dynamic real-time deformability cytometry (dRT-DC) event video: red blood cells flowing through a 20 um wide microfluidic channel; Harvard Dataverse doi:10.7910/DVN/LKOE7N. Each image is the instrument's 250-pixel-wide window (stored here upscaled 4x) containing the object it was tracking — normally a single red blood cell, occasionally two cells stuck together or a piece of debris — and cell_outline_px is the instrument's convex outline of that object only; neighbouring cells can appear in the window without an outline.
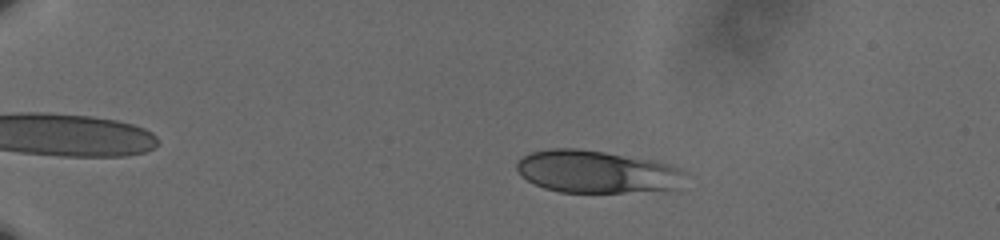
{"species": "human", "species_latin": "Homo sapiens", "temperature_condition": "cold", "stored_images_in_passage": 59, "camera_frame_rate_fps": 3000, "um_per_image_px": 0.085, "donor": {"sex": "male"}, "frame": {"image": 1, "passage_image": 13, "time_ms": 4.0, "image_size_px": [1000, 240], "cell_outline_px": [[684, 172], [672, 188], [624, 192], [560, 192], [544, 188], [528, 180], [516, 168], [516, 164], [528, 152], [552, 148], [576, 148], [604, 152], [652, 160], [668, 164], [680, 168]], "centroid_in_image_um": [50.61, 14.57], "position_along_channel_um": 34.4, "area_um2": 40.75}}
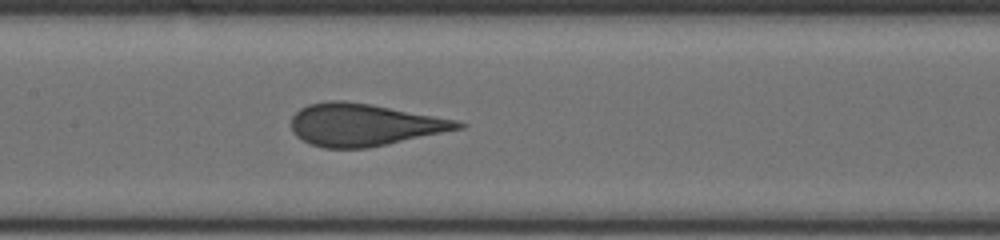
{"frame": {"image": 2, "passage_image": 32, "time_ms": 10.333, "image_size_px": [1000, 240], "cell_outline_px": [[468, 124], [464, 128], [368, 148], [324, 148], [312, 144], [296, 136], [292, 132], [292, 116], [300, 108], [308, 104], [332, 100], [344, 100], [372, 104], [456, 120]], "centroid_in_image_um": [30.94, 10.6], "position_along_channel_um": 176.5, "area_um2": 40.98}}
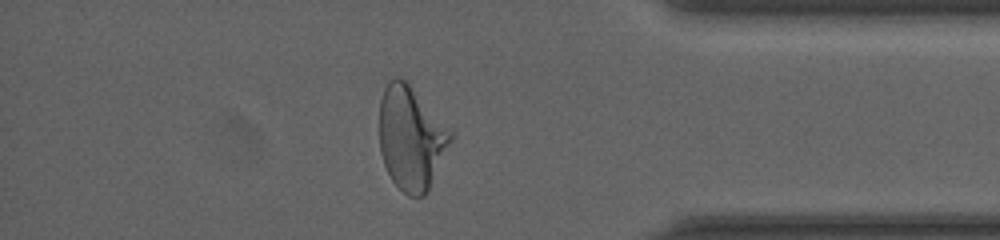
{"frame": {"image": 3, "passage_image": 52, "time_ms": 17.0, "image_size_px": [1000, 240], "cell_outline_px": [[452, 140], [424, 196], [408, 196], [392, 180], [384, 164], [380, 152], [380, 100], [384, 88], [388, 80], [396, 76], [404, 80], [408, 84], [452, 132]], "centroid_in_image_um": [34.91, 11.73], "position_along_channel_um": 400.3, "area_um2": 42.02}, "authors_computed_cell_mechanics": {"area_um2": 42.0206, "velocity_mm_per_s": 3.6088, "shape_relaxation_time_tau1_ms": 7.7285, "shape_relaxation_time_tau2_ms": null, "deformation_change_tau1": 0.1747, "deformation_change_tau2": null}}